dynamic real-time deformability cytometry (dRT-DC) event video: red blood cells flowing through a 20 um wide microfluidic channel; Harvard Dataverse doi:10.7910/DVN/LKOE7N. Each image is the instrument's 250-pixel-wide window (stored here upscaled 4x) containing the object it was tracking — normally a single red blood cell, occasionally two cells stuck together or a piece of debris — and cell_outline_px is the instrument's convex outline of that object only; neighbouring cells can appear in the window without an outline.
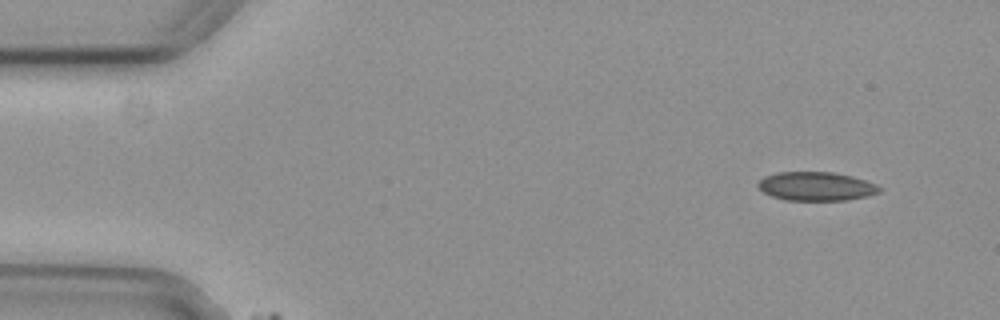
{"species": "common noctule bat (a hibernating species)", "species_latin": "Nyctalus noctula", "temperature_condition": "cold", "stored_images_in_passage": 3, "camera_frame_rate_fps": 3000, "um_per_image_px": 0.085, "animal": {"sex": "female", "body_mass_g": 29.2, "forearm_length_mm": 56.3}, "frame": {"image": 1, "passage_image": 1, "time_ms": 0.0, "image_size_px": [1000, 320], "cell_outline_px": [[880, 192], [868, 196], [844, 200], [784, 200], [772, 196], [764, 192], [756, 184], [764, 176], [776, 172], [832, 172], [852, 176], [876, 184], [880, 188]], "centroid_in_image_um": [69.36, 15.83], "position_along_channel_um": 15.6, "area_um2": 20.29}}